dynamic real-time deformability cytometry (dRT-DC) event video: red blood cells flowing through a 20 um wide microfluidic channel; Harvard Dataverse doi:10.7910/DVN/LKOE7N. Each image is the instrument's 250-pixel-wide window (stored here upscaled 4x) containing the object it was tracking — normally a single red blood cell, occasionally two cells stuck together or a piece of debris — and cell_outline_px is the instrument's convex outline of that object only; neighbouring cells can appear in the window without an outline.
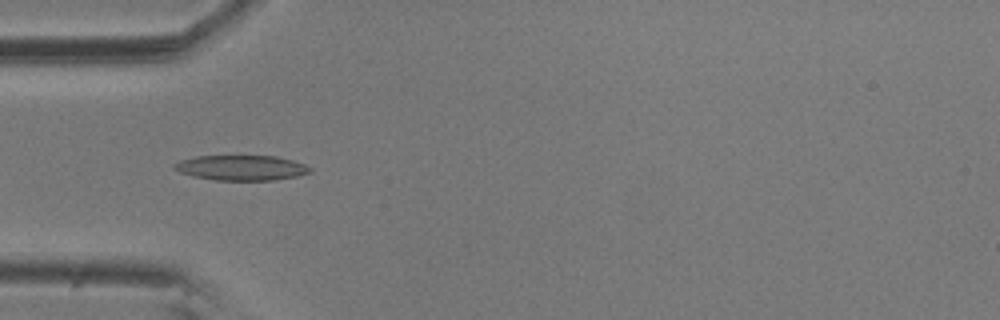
{"species": "common noctule bat (a hibernating species)", "species_latin": "Nyctalus noctula", "temperature_condition": "room temperature", "stored_images_in_passage": 8, "camera_frame_rate_fps": 3000, "um_per_image_px": 0.085, "animal": {"sex": "male", "body_mass_g": 20.5, "forearm_length_mm": 52.5}, "frame": {"image": 1, "passage_image": 5, "time_ms": 1.333, "image_size_px": [1000, 320], "cell_outline_px": [[312, 172], [296, 176], [272, 180], [216, 180], [192, 176], [180, 172], [172, 168], [172, 164], [180, 160], [196, 156], [276, 156], [292, 160], [304, 164], [312, 168]], "centroid_in_image_um": [20.49, 14.26], "position_along_channel_um": 64.5, "area_um2": 19.88}}
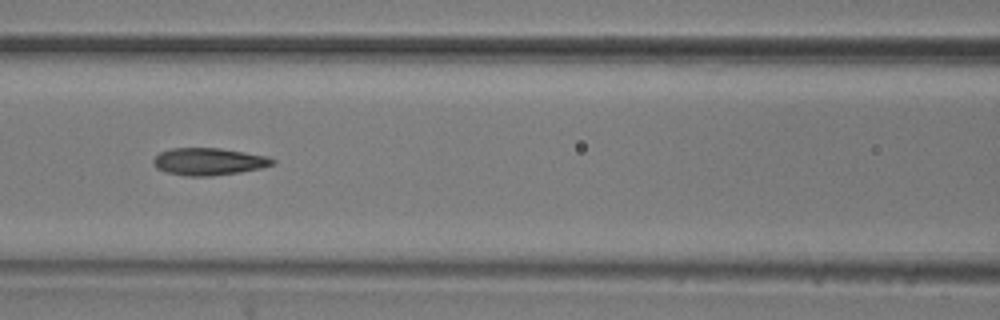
{"frame": {"image": 2, "passage_image": 7, "time_ms": 2.0, "image_size_px": [1000, 320], "cell_outline_px": [[276, 164], [260, 168], [240, 172], [212, 176], [184, 176], [164, 172], [156, 168], [152, 164], [152, 160], [160, 152], [172, 148], [220, 148], [268, 156], [276, 160]], "centroid_in_image_um": [17.73, 13.74], "position_along_channel_um": 148.9, "area_um2": 19.13}}
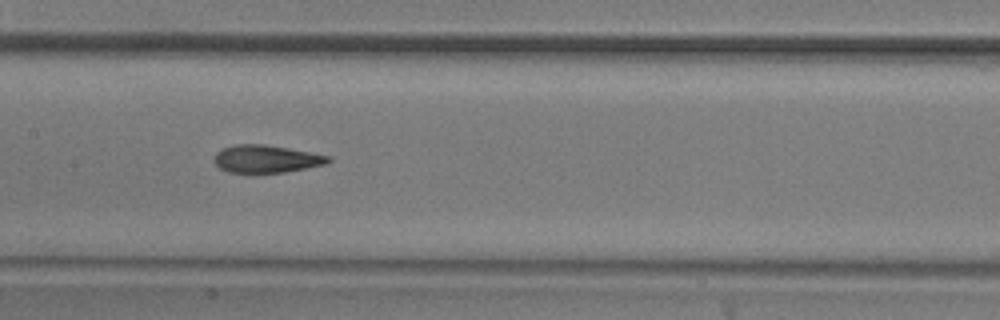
{"frame": {"image": 3, "passage_image": 8, "time_ms": 2.333, "image_size_px": [1000, 320], "cell_outline_px": [[332, 160], [328, 164], [284, 172], [228, 172], [220, 168], [212, 160], [216, 152], [224, 148], [236, 144], [264, 144], [288, 148], [332, 156]], "centroid_in_image_um": [22.66, 13.5], "position_along_channel_um": 184.7, "area_um2": 18.38}}